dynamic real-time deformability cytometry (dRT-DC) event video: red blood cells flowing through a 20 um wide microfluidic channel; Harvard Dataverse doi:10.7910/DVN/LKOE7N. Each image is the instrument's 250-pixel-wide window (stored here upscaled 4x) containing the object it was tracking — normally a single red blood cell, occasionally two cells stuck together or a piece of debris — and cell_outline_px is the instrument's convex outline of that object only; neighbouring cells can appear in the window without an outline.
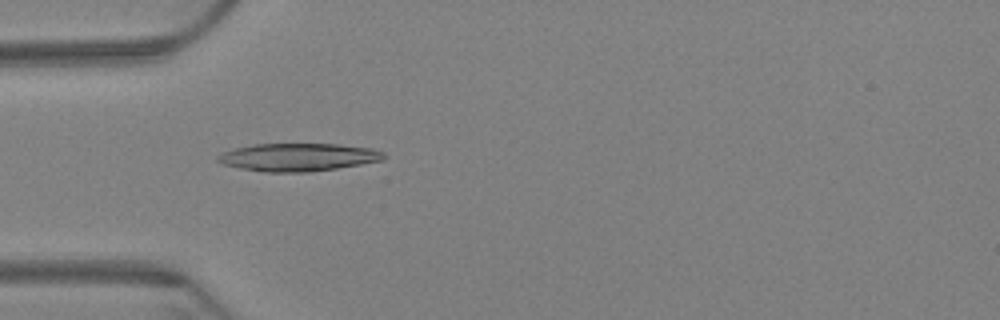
{"species": "Egyptian fruit bat (a non-hibernating species)", "species_latin": "Rousettus aegyptiacus", "temperature_condition": "warm", "stored_images_in_passage": 2, "camera_frame_rate_fps": 3000, "um_per_image_px": 0.085, "animal": {"sex": "female"}, "frame": {"image": 1, "passage_image": 1, "time_ms": 0.0, "image_size_px": [1000, 320], "cell_outline_px": [[388, 156], [380, 160], [360, 164], [336, 168], [308, 172], [264, 172], [240, 168], [224, 164], [216, 160], [216, 156], [224, 152], [236, 148], [256, 144], [336, 144], [372, 148], [384, 152]], "centroid_in_image_um": [25.35, 13.36], "position_along_channel_um": 59.7, "area_um2": 26.76}}